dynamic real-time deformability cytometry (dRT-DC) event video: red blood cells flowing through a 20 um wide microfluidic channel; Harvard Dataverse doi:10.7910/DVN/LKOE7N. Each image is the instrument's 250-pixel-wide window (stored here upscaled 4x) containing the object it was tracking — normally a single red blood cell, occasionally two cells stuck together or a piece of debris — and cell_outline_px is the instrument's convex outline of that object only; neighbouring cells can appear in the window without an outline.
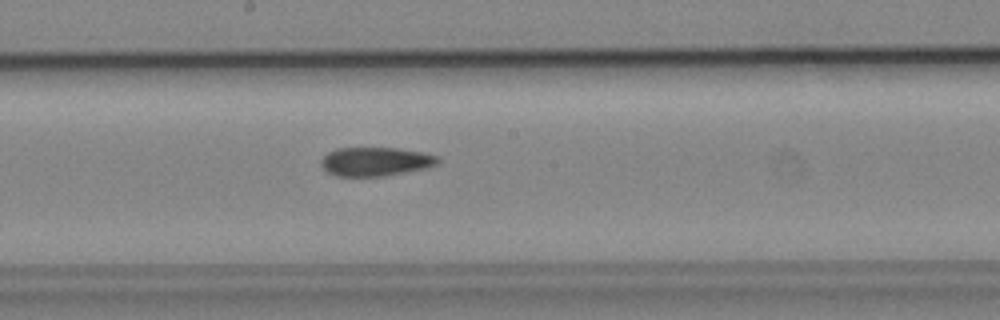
{"species": "common noctule bat (a hibernating species)", "species_latin": "Nyctalus noctula", "temperature_condition": "cold", "stored_images_in_passage": 28, "camera_frame_rate_fps": 3000, "um_per_image_px": 0.085, "animal": {"sex": "male", "body_mass_g": 19.2, "forearm_length_mm": 51.8}, "frame": {"image": 1, "passage_image": 13, "time_ms": 4.0, "image_size_px": [1000, 320], "cell_outline_px": [[440, 164], [428, 168], [384, 176], [336, 176], [328, 172], [320, 164], [320, 160], [328, 152], [336, 148], [396, 148], [424, 152], [440, 156]], "centroid_in_image_um": [31.97, 13.73], "position_along_channel_um": 216.2, "area_um2": 19.88}}